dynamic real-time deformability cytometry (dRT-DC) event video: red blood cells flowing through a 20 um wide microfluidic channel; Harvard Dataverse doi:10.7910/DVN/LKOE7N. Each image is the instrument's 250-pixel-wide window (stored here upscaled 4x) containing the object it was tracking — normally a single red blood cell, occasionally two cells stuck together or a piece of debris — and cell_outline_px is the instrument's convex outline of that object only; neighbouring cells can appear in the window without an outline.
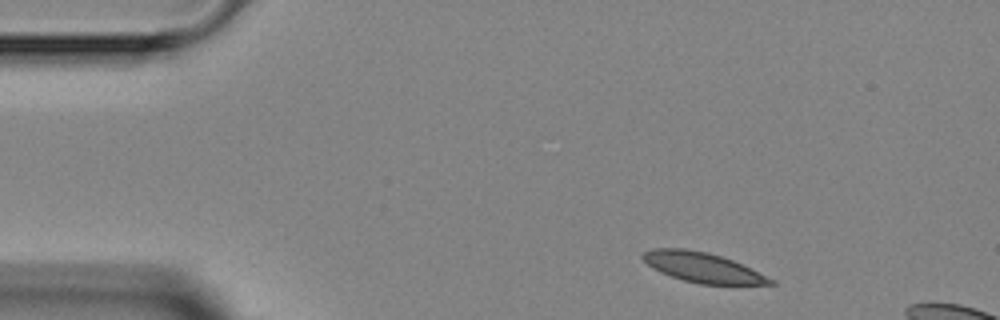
{"species": "Egyptian fruit bat (a non-hibernating species)", "species_latin": "Rousettus aegyptiacus", "temperature_condition": "room temperature", "stored_images_in_passage": 4, "camera_frame_rate_fps": 3000, "um_per_image_px": 0.085, "animal": {"sex": "female"}, "frame": {"image": 1, "passage_image": 1, "time_ms": 0.0, "image_size_px": [1000, 320], "cell_outline_px": [[776, 284], [700, 284], [684, 280], [660, 272], [652, 268], [640, 256], [644, 252], [652, 248], [684, 248], [708, 252], [732, 260], [776, 280]], "centroid_in_image_um": [59.7, 22.72], "position_along_channel_um": 25.3, "area_um2": 22.02}}